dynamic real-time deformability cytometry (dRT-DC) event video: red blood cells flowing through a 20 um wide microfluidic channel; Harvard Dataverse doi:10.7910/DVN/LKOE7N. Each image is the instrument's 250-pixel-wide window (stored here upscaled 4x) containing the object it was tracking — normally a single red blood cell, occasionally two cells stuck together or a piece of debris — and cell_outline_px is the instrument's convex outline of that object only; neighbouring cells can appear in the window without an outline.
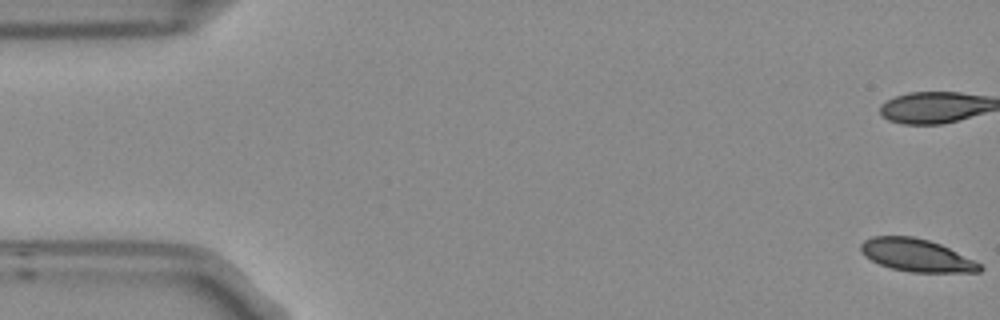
{"species": "Egyptian fruit bat (a non-hibernating species)", "species_latin": "Rousettus aegyptiacus", "temperature_condition": "room temperature", "stored_images_in_passage": 6, "camera_frame_rate_fps": 3000, "um_per_image_px": 0.085, "frame": {"image": 1, "passage_image": 1, "time_ms": 0.0, "image_size_px": [1000, 320], "cell_outline_px": [[984, 268], [980, 272], [912, 272], [892, 268], [880, 264], [864, 256], [860, 252], [860, 244], [864, 240], [872, 236], [912, 236], [928, 240], [940, 244], [980, 264]], "centroid_in_image_um": [77.86, 21.69], "position_along_channel_um": 7.1, "area_um2": 22.37}}